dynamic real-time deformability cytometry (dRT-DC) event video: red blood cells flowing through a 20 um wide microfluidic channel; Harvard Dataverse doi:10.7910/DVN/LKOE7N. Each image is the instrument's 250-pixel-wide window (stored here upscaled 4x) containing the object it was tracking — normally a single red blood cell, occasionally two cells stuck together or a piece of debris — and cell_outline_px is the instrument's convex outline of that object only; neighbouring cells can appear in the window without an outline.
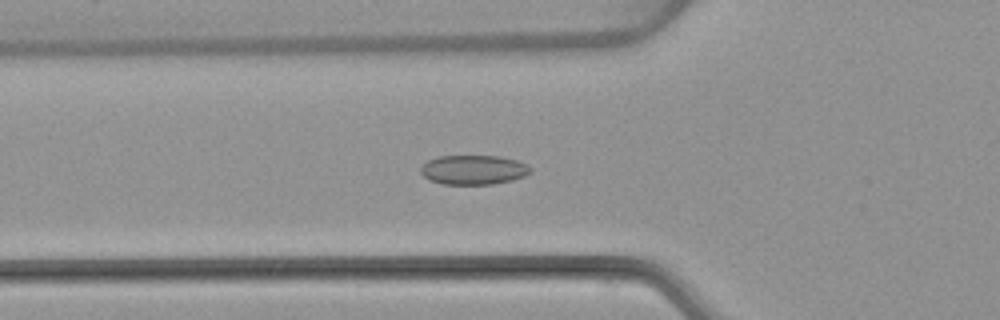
{"species": "common noctule bat (a hibernating species)", "species_latin": "Nyctalus noctula", "temperature_condition": "warm", "stored_images_in_passage": 53, "camera_frame_rate_fps": 3000, "um_per_image_px": 0.085, "animal": {"sex": "female", "body_mass_g": 22.7, "forearm_length_mm": 54.2}, "frame": {"image": 1, "passage_image": 19, "time_ms": 6.0, "image_size_px": [1000, 320], "cell_outline_px": [[532, 172], [524, 176], [512, 180], [492, 184], [440, 184], [424, 176], [420, 172], [420, 168], [428, 160], [436, 156], [500, 156], [516, 160], [532, 168]], "centroid_in_image_um": [40.24, 14.43], "position_along_channel_um": 85.6, "area_um2": 18.79}}
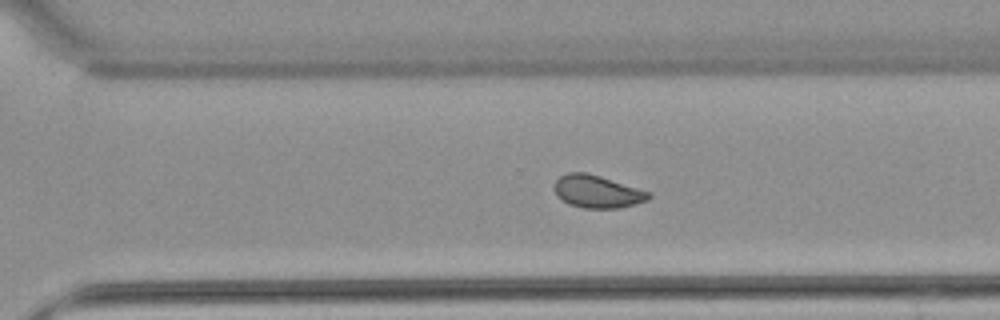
{"frame": {"image": 2, "passage_image": 37, "time_ms": 12.0, "image_size_px": [1000, 320], "cell_outline_px": [[652, 196], [648, 200], [636, 204], [616, 208], [584, 208], [568, 204], [556, 196], [552, 188], [556, 180], [560, 176], [568, 172], [584, 172], [600, 176], [652, 192]], "centroid_in_image_um": [50.75, 16.28], "position_along_channel_um": 319.8, "area_um2": 18.15}}
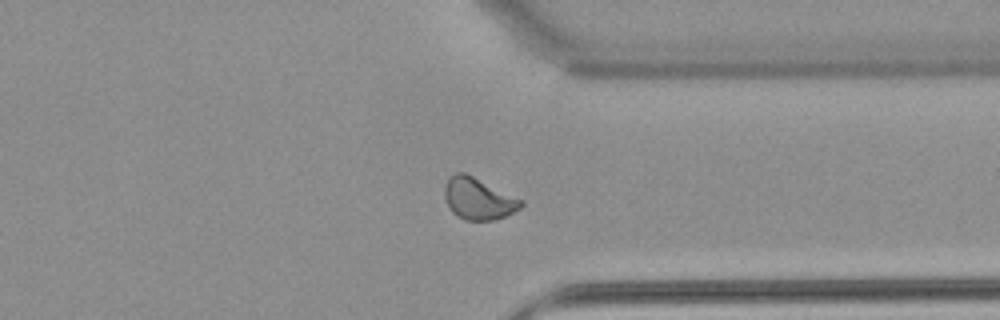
{"frame": {"image": 3, "passage_image": 41, "time_ms": 13.333, "image_size_px": [1000, 320], "cell_outline_px": [[524, 204], [520, 208], [496, 220], [464, 220], [456, 216], [452, 212], [444, 196], [444, 184], [448, 176], [456, 172], [464, 172], [524, 200]], "centroid_in_image_um": [40.63, 16.88], "position_along_channel_um": 370.8, "area_um2": 18.67}, "authors_computed_cell_mechanics": {"area_um2": 18.6694, "velocity_mm_per_s": 3.9098, "shape_relaxation_time_tau1_ms": null, "shape_relaxation_time_tau2_ms": 1.8977, "deformation_change_tau1": null, "deformation_change_tau2": 0.0671}}